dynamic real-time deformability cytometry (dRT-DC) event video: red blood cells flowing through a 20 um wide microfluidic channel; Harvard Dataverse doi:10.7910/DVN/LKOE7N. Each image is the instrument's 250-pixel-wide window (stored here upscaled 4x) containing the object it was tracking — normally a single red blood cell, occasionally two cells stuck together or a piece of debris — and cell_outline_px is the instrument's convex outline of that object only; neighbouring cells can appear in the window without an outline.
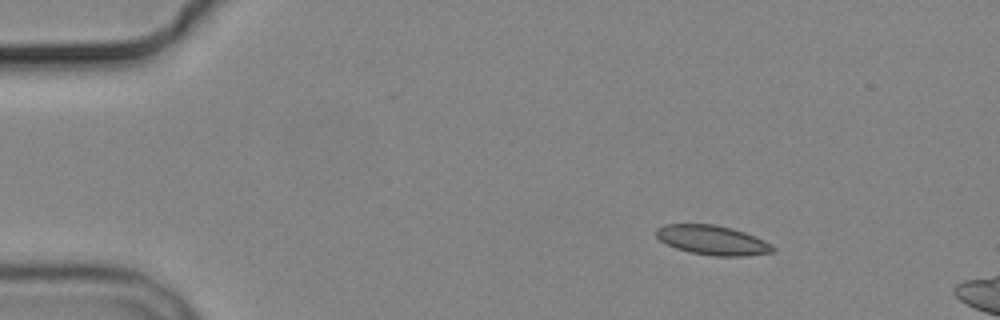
{"species": "common noctule bat (a hibernating species)", "species_latin": "Nyctalus noctula", "temperature_condition": "cold", "stored_images_in_passage": 5, "camera_frame_rate_fps": 3000, "um_per_image_px": 0.085, "animal": {"sex": "male", "body_mass_g": 19.2, "forearm_length_mm": 51.8}, "frame": {"image": 1, "passage_image": 3, "time_ms": 2.333, "image_size_px": [1000, 320], "cell_outline_px": [[776, 252], [744, 256], [712, 256], [692, 252], [676, 248], [660, 240], [656, 236], [656, 228], [664, 224], [716, 224], [732, 228], [744, 232], [764, 240], [772, 244], [776, 248]], "centroid_in_image_um": [60.59, 20.41], "position_along_channel_um": 24.4, "area_um2": 20.11}}